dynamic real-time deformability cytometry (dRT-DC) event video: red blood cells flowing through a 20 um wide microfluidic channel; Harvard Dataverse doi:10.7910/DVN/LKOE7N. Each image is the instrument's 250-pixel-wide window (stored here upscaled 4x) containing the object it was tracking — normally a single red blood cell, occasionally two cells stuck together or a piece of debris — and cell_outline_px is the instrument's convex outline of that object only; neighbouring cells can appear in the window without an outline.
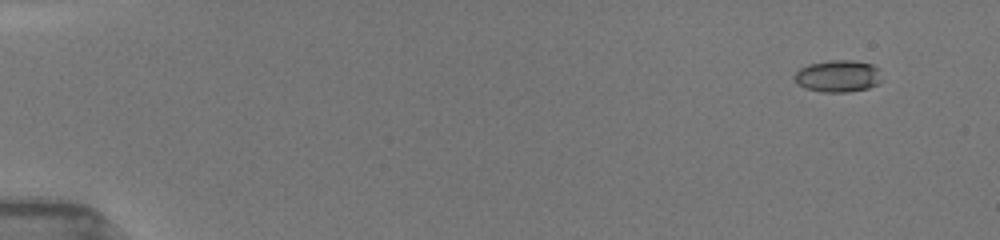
{"species": "common noctule bat (a hibernating species)", "species_latin": "Nyctalus noctula", "temperature_condition": "room temperature", "stored_images_in_passage": 87, "camera_frame_rate_fps": 3000, "um_per_image_px": 0.085, "animal": {"sex": "female", "body_mass_g": 19.5, "forearm_length_mm": 54.1}, "frame": {"image": 1, "passage_image": 9, "time_ms": 1.333, "image_size_px": [1000, 240], "cell_outline_px": [[884, 80], [868, 88], [848, 92], [820, 92], [804, 88], [796, 84], [792, 76], [800, 68], [808, 64], [828, 60], [856, 60], [872, 64], [876, 68]], "centroid_in_image_um": [71.19, 6.47], "position_along_channel_um": 13.8, "area_um2": 16.59}}
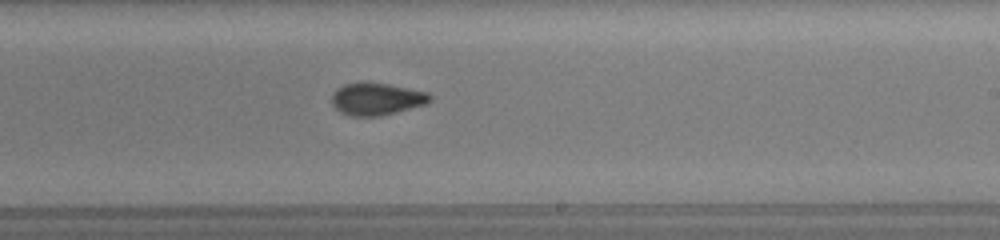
{"frame": {"image": 2, "passage_image": 58, "time_ms": 11.0, "image_size_px": [1000, 240], "cell_outline_px": [[432, 100], [424, 104], [396, 112], [380, 116], [352, 116], [340, 112], [332, 104], [332, 92], [336, 88], [344, 84], [388, 84], [428, 92], [432, 96]], "centroid_in_image_um": [32.01, 8.43], "position_along_channel_um": 257.0, "area_um2": 18.09}}
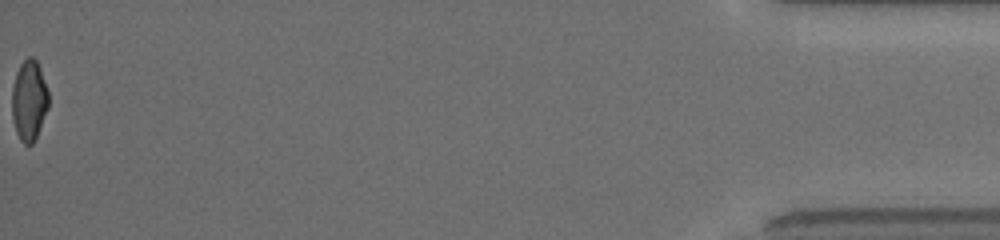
{"frame": {"image": 3, "passage_image": 87, "time_ms": 17.667, "image_size_px": [1000, 240], "cell_outline_px": [[48, 108], [36, 140], [32, 144], [24, 144], [20, 140], [16, 132], [12, 116], [12, 88], [16, 72], [20, 64], [28, 56], [32, 56], [36, 60], [40, 68], [48, 92]], "centroid_in_image_um": [2.47, 8.55], "position_along_channel_um": 432.7, "area_um2": 17.28}, "authors_computed_cell_mechanics": {"area_um2": 17.4556, "velocity_mm_per_s": 3.9856, "shape_relaxation_time_tau1_ms": 3.5759, "shape_relaxation_time_tau2_ms": 1.5948, "deformation_change_tau1": 0.1602, "deformation_change_tau2": 0.0729}}